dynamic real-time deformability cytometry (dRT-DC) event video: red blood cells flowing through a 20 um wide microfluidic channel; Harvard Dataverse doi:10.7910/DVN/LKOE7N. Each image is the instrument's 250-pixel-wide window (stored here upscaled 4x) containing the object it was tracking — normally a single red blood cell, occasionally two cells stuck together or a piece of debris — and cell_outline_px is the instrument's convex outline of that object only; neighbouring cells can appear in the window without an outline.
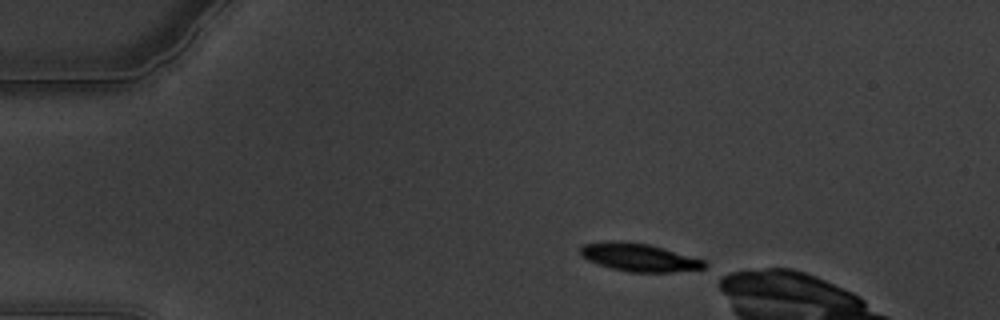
{"species": "common noctule bat (a hibernating species)", "species_latin": "Nyctalus noctula", "temperature_condition": "warm", "stored_images_in_passage": 9, "camera_frame_rate_fps": 3000, "um_per_image_px": 0.085, "animal": {"sex": "male", "body_mass_g": 19.5, "forearm_length_mm": 54.6}, "frame": {"image": 1, "passage_image": 1, "time_ms": 0.0, "image_size_px": [1000, 320], "cell_outline_px": [[708, 264], [704, 268], [672, 272], [628, 272], [612, 268], [588, 260], [580, 252], [580, 248], [584, 244], [612, 240], [620, 240], [648, 244], [704, 260]], "centroid_in_image_um": [54.32, 21.87], "position_along_channel_um": 30.7, "area_um2": 19.94}}